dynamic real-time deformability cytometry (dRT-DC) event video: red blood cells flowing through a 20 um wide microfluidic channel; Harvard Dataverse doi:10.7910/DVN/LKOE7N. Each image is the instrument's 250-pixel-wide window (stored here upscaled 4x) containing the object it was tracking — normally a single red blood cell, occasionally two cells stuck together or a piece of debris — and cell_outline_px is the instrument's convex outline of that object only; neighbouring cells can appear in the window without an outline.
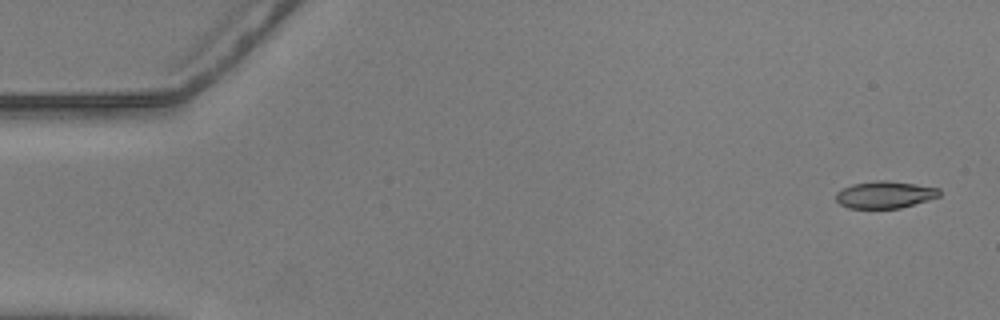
{"species": "common noctule bat (a hibernating species)", "species_latin": "Nyctalus noctula", "temperature_condition": "warm", "stored_images_in_passage": 55, "camera_frame_rate_fps": 3000, "um_per_image_px": 0.085, "animal": {"sex": "male", "body_mass_g": 20.5, "forearm_length_mm": 52.5}, "frame": {"image": 1, "passage_image": 1, "time_ms": 0.0, "image_size_px": [1000, 320], "cell_outline_px": [[940, 196], [900, 208], [848, 208], [840, 204], [836, 200], [836, 192], [852, 184], [876, 180], [888, 180], [916, 184], [940, 188]], "centroid_in_image_um": [75.21, 16.54], "position_along_channel_um": 9.8, "area_um2": 16.3}}
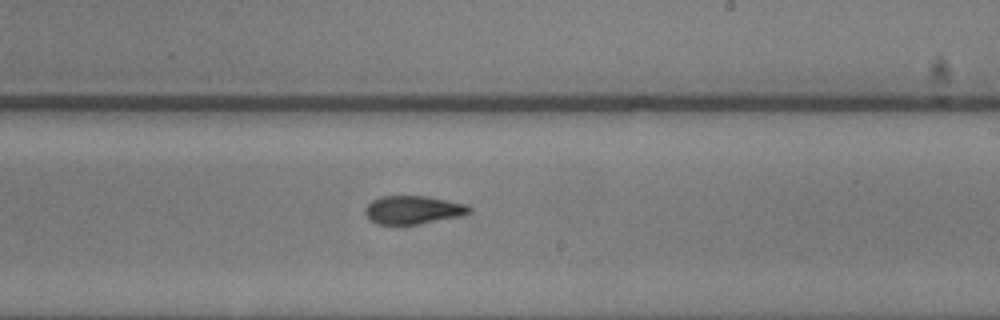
{"frame": {"image": 2, "passage_image": 32, "time_ms": 10.333, "image_size_px": [1000, 320], "cell_outline_px": [[472, 212], [464, 216], [420, 224], [376, 224], [364, 212], [364, 208], [372, 200], [380, 196], [428, 196], [468, 204], [472, 208]], "centroid_in_image_um": [35.18, 17.83], "position_along_channel_um": 253.8, "area_um2": 17.46}}
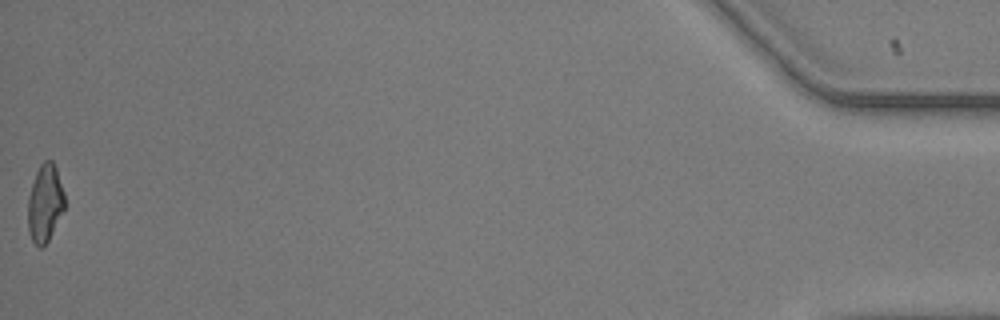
{"frame": {"image": 3, "passage_image": 55, "time_ms": 18.0, "image_size_px": [1000, 320], "cell_outline_px": [[64, 208], [48, 240], [40, 248], [32, 240], [28, 232], [28, 196], [36, 172], [40, 164], [44, 160], [52, 160], [56, 168], [64, 192]], "centroid_in_image_um": [3.81, 17.24], "position_along_channel_um": 431.4, "area_um2": 16.36}, "authors_computed_cell_mechanics": {"area_um2": 17.2822, "velocity_mm_per_s": 3.6169, "shape_relaxation_time_tau1_ms": null, "shape_relaxation_time_tau2_ms": 3.6858, "deformation_change_tau1": null, "deformation_change_tau2": 0.1264}}